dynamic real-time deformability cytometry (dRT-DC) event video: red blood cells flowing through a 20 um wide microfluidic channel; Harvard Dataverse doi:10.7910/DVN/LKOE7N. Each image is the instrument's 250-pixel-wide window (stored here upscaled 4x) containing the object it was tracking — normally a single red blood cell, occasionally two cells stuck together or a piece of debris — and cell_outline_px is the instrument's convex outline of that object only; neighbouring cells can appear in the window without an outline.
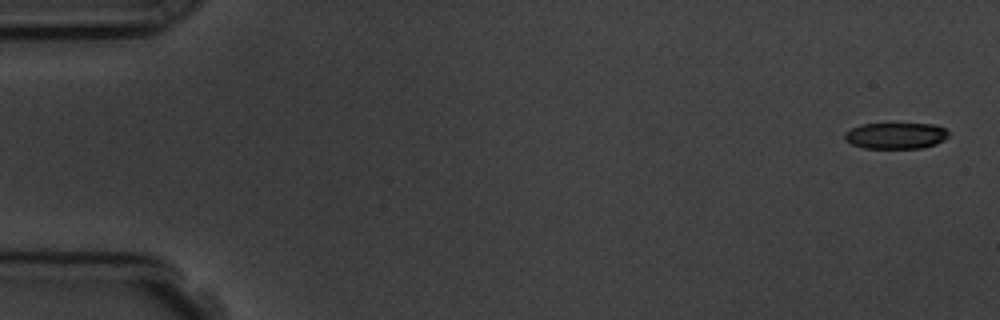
{"species": "common noctule bat (a hibernating species)", "species_latin": "Nyctalus noctula", "temperature_condition": "room temperature", "stored_images_in_passage": 5, "camera_frame_rate_fps": 3000, "um_per_image_px": 0.085, "animal": {"sex": "male", "body_mass_g": 19.5, "forearm_length_mm": 54.6}, "frame": {"image": 1, "passage_image": 1, "time_ms": 0.0, "image_size_px": [1000, 320], "cell_outline_px": [[948, 136], [944, 140], [936, 144], [920, 148], [864, 148], [852, 144], [844, 140], [844, 132], [860, 124], [932, 124], [944, 128], [948, 132]], "centroid_in_image_um": [76.11, 11.53], "position_along_channel_um": 8.9, "area_um2": 15.84}}
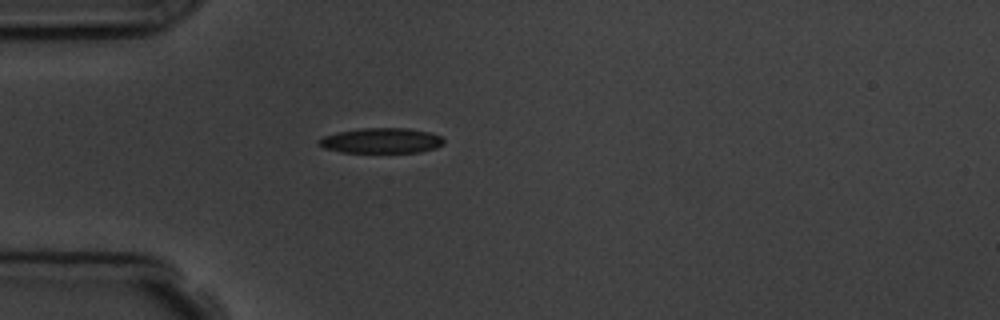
{"frame": {"image": 2, "passage_image": 5, "time_ms": 4.667, "image_size_px": [1000, 320], "cell_outline_px": [[444, 144], [436, 148], [420, 152], [340, 152], [324, 148], [316, 140], [324, 136], [336, 132], [360, 128], [408, 128], [428, 132], [440, 136], [444, 140]], "centroid_in_image_um": [32.4, 11.95], "position_along_channel_um": 52.6, "area_um2": 18.38}}